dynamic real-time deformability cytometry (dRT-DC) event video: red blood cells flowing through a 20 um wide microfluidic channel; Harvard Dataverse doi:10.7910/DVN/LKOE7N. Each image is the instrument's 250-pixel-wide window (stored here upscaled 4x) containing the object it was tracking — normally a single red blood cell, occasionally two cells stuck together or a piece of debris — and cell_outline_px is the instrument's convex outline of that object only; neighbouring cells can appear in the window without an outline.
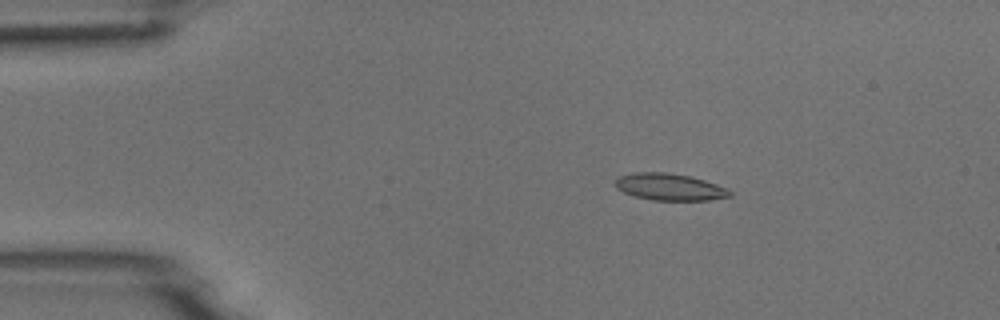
{"species": "common noctule bat (a hibernating species)", "species_latin": "Nyctalus noctula", "temperature_condition": "room temperature", "stored_images_in_passage": 5, "camera_frame_rate_fps": 3000, "um_per_image_px": 0.085, "animal": {"sex": "male", "body_mass_g": 18.8}, "frame": {"image": 1, "passage_image": 2, "time_ms": 2.0, "image_size_px": [1000, 320], "cell_outline_px": [[732, 196], [708, 200], [652, 200], [636, 196], [624, 192], [616, 188], [612, 184], [620, 176], [632, 172], [664, 172], [692, 176], [728, 188], [732, 192]], "centroid_in_image_um": [56.92, 15.88], "position_along_channel_um": 28.1, "area_um2": 18.03}}
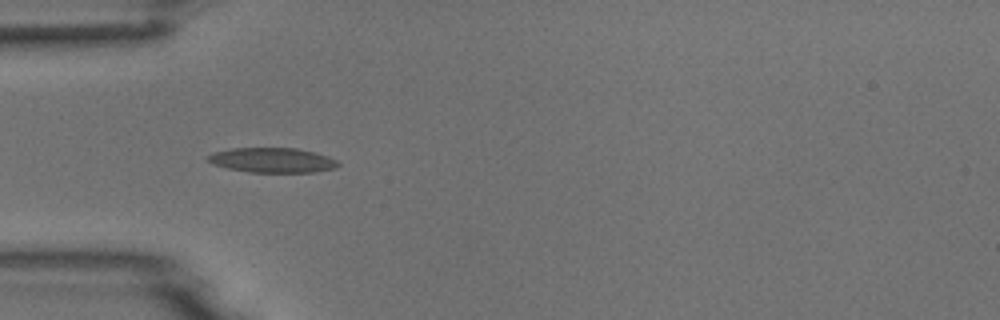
{"frame": {"image": 2, "passage_image": 4, "time_ms": 4.333, "image_size_px": [1000, 320], "cell_outline_px": [[340, 164], [336, 168], [312, 172], [248, 172], [228, 168], [212, 164], [204, 156], [216, 152], [232, 148], [296, 148], [316, 152], [328, 156], [336, 160]], "centroid_in_image_um": [23.15, 13.61], "position_along_channel_um": 61.8, "area_um2": 18.84}}